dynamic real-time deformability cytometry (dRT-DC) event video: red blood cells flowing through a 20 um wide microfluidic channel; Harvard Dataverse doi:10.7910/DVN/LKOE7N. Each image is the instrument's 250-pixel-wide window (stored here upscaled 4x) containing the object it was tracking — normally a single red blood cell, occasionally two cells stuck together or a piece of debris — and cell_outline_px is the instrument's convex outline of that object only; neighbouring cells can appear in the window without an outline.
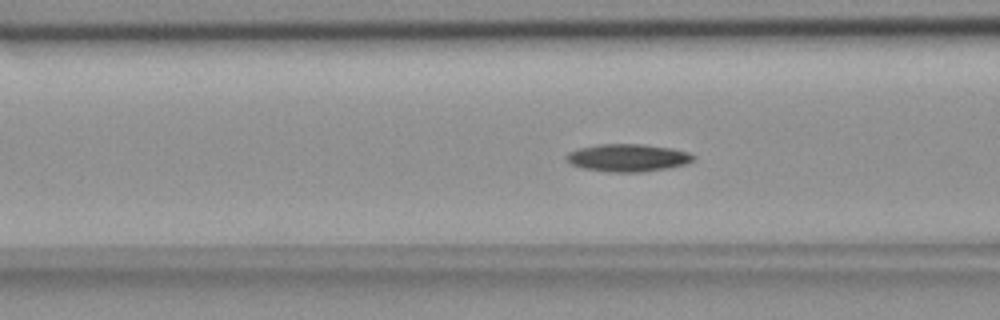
{"species": "common noctule bat (a hibernating species)", "species_latin": "Nyctalus noctula", "temperature_condition": "room temperature", "stored_images_in_passage": 56, "camera_frame_rate_fps": 3000, "um_per_image_px": 0.085, "animal": {"sex": "female", "body_mass_g": 18.4}, "frame": {"image": 1, "passage_image": 22, "time_ms": 7.0, "image_size_px": [1000, 320], "cell_outline_px": [[696, 156], [688, 164], [668, 168], [644, 172], [608, 172], [584, 168], [572, 164], [564, 156], [568, 152], [580, 148], [600, 144], [640, 144], [672, 148], [688, 152]], "centroid_in_image_um": [53.39, 13.41], "position_along_channel_um": 113.2, "area_um2": 20.4}}
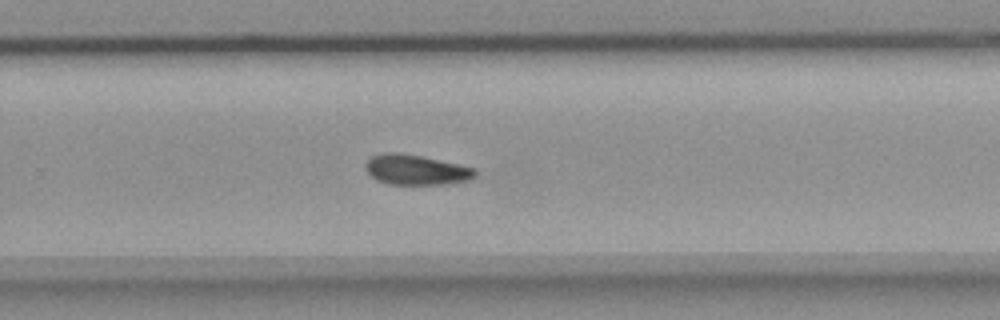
{"frame": {"image": 2, "passage_image": 37, "time_ms": 12.0, "image_size_px": [1000, 320], "cell_outline_px": [[476, 176], [468, 180], [448, 184], [388, 184], [376, 180], [364, 168], [364, 164], [372, 156], [380, 152], [396, 152], [420, 156], [460, 164], [476, 168]], "centroid_in_image_um": [35.35, 14.43], "position_along_channel_um": 294.4, "area_um2": 19.36}}
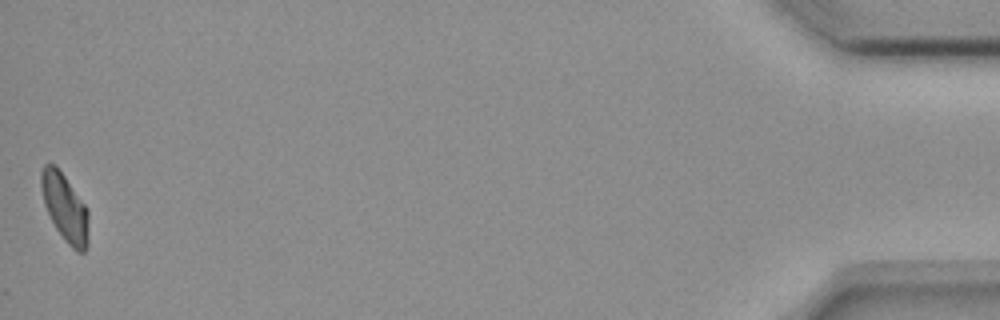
{"frame": {"image": 3, "passage_image": 56, "time_ms": 18.333, "image_size_px": [1000, 320], "cell_outline_px": [[88, 244], [84, 252], [76, 252], [64, 240], [56, 228], [44, 204], [40, 184], [40, 172], [44, 164], [56, 164], [88, 208]], "centroid_in_image_um": [5.52, 17.63], "position_along_channel_um": 429.7, "area_um2": 18.84}, "authors_computed_cell_mechanics": {"area_um2": 19.3341, "velocity_mm_per_s": 3.6366, "shape_relaxation_time_tau1_ms": 5.2752, "shape_relaxation_time_tau2_ms": null, "deformation_change_tau1": 0.1345, "deformation_change_tau2": null}}